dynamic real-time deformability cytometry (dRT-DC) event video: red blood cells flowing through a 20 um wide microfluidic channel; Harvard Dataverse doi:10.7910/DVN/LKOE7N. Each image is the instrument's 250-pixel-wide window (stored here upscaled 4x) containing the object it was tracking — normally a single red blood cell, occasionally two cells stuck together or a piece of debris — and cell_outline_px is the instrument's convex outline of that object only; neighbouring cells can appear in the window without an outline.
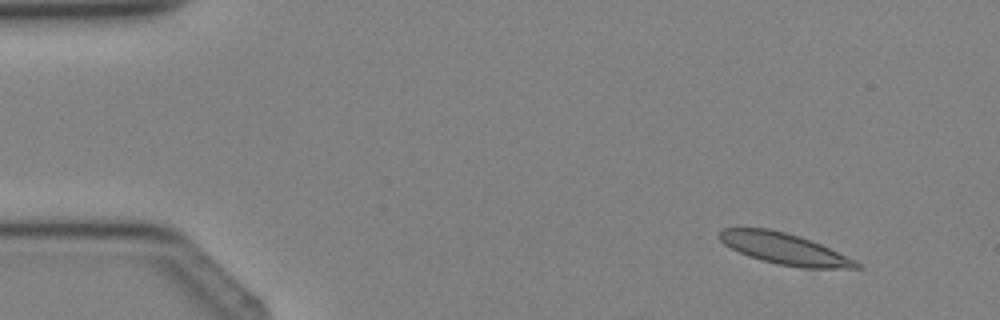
{"species": "Egyptian fruit bat (a non-hibernating species)", "species_latin": "Rousettus aegyptiacus", "temperature_condition": "cold", "stored_images_in_passage": 2, "camera_frame_rate_fps": 3000, "um_per_image_px": 0.085, "animal": {"sex": "female"}, "frame": {"image": 1, "passage_image": 1, "time_ms": 0.0, "image_size_px": [1000, 320], "cell_outline_px": [[864, 268], [800, 268], [780, 264], [748, 256], [724, 244], [716, 236], [724, 228], [768, 228], [800, 236], [820, 244], [856, 260], [864, 264]], "centroid_in_image_um": [66.71, 21.15], "position_along_channel_um": 18.3, "area_um2": 24.8}}